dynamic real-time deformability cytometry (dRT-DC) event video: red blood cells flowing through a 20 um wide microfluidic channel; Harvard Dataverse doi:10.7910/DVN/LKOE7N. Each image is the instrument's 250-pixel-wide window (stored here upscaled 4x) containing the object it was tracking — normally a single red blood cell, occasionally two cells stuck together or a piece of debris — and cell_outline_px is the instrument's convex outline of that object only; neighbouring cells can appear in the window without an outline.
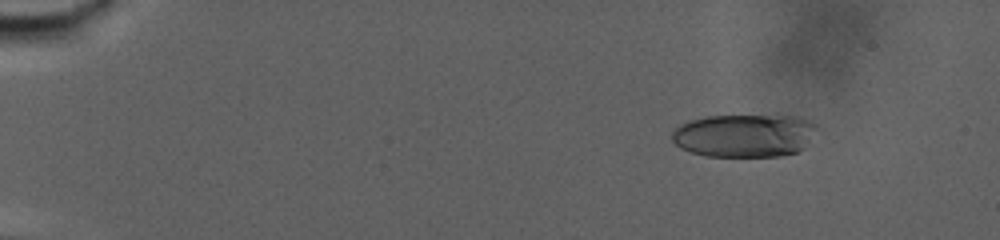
{"species": "human", "species_latin": "Homo sapiens", "temperature_condition": "warm", "stored_images_in_passage": 67, "camera_frame_rate_fps": 3000, "um_per_image_px": 0.085, "donor": {"sex": "male"}, "frame": {"image": 1, "passage_image": 2, "time_ms": 0.333, "image_size_px": [1000, 240], "cell_outline_px": [[816, 128], [804, 148], [796, 152], [780, 156], [704, 156], [680, 148], [672, 140], [672, 132], [680, 124], [688, 120], [704, 116], [800, 116], [816, 124]], "centroid_in_image_um": [63.24, 11.51], "position_along_channel_um": 21.8, "area_um2": 36.36}}
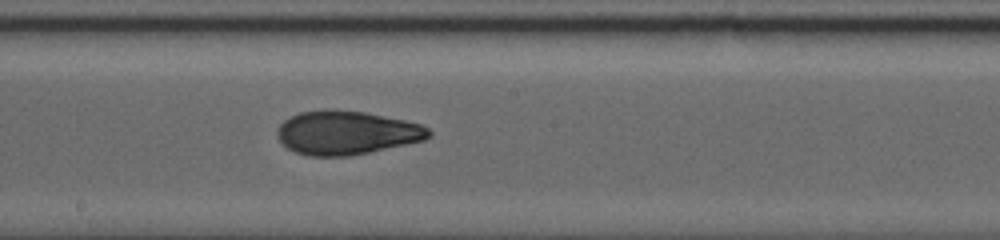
{"frame": {"image": 2, "passage_image": 36, "time_ms": 11.667, "image_size_px": [1000, 240], "cell_outline_px": [[432, 136], [424, 140], [352, 156], [308, 156], [296, 152], [288, 148], [276, 136], [276, 132], [280, 124], [284, 120], [300, 112], [364, 112], [404, 120], [420, 124], [428, 128], [432, 132]], "centroid_in_image_um": [29.48, 11.32], "position_along_channel_um": 218.7, "area_um2": 37.8}}
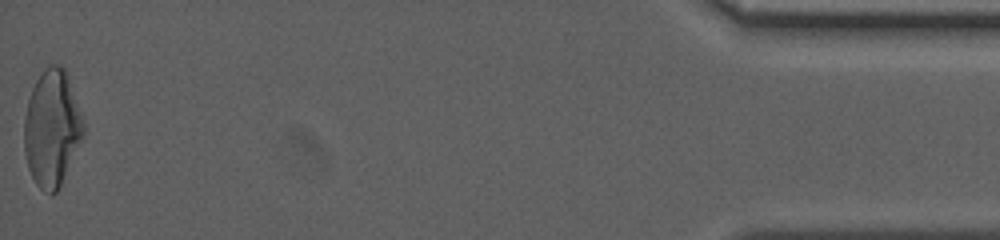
{"frame": {"image": 3, "passage_image": 67, "time_ms": 22.0, "image_size_px": [1000, 240], "cell_outline_px": [[84, 136], [56, 192], [52, 196], [44, 192], [36, 184], [28, 168], [24, 152], [24, 120], [28, 100], [32, 88], [36, 80], [44, 68], [48, 64], [60, 64], [64, 68], [80, 112], [84, 124]], "centroid_in_image_um": [4.39, 10.91], "position_along_channel_um": 430.8, "area_um2": 39.88}, "authors_computed_cell_mechanics": {"area_um2": 37.7434, "velocity_mm_per_s": 2.8587, "shape_relaxation_time_tau1_ms": null, "shape_relaxation_time_tau2_ms": 2.0842, "deformation_change_tau1": null, "deformation_change_tau2": 0.0783}}